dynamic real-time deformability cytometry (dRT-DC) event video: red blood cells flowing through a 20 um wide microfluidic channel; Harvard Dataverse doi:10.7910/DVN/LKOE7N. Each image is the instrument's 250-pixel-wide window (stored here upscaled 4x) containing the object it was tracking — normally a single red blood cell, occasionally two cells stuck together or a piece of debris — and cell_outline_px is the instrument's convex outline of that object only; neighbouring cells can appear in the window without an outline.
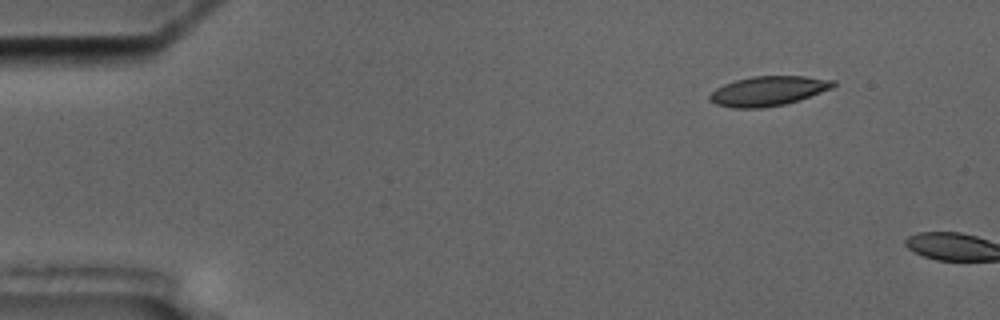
{"species": "common noctule bat (a hibernating species)", "species_latin": "Nyctalus noctula", "temperature_condition": "cold", "stored_images_in_passage": 3, "camera_frame_rate_fps": 3000, "um_per_image_px": 0.085, "animal": {"sex": "male", "body_mass_g": 17.5, "forearm_length_mm": 52.3}, "frame": {"image": 1, "passage_image": 2, "time_ms": 1.333, "image_size_px": [1000, 320], "cell_outline_px": [[836, 84], [832, 88], [800, 100], [784, 104], [764, 108], [732, 108], [716, 104], [708, 100], [708, 96], [716, 88], [724, 84], [736, 80], [752, 76], [804, 76], [836, 80]], "centroid_in_image_um": [65.29, 7.73], "position_along_channel_um": 19.7, "area_um2": 21.44}}